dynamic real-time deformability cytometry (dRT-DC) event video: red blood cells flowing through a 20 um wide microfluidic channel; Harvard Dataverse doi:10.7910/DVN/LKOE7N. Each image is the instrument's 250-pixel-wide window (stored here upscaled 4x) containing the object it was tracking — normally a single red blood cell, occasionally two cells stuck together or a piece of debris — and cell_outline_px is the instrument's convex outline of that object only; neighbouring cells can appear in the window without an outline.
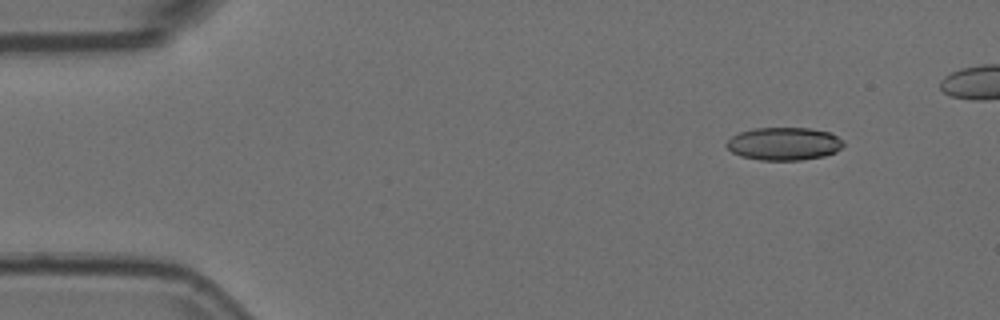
{"species": "Egyptian fruit bat (a non-hibernating species)", "species_latin": "Rousettus aegyptiacus", "temperature_condition": "room temperature", "stored_images_in_passage": 4, "camera_frame_rate_fps": 3000, "um_per_image_px": 0.085, "animal": {"sex": "female"}, "frame": {"image": 1, "passage_image": 1, "time_ms": 0.0, "image_size_px": [1000, 320], "cell_outline_px": [[844, 144], [836, 152], [824, 156], [800, 160], [760, 160], [740, 156], [732, 152], [724, 144], [732, 136], [740, 132], [752, 128], [812, 128], [828, 132], [844, 140]], "centroid_in_image_um": [66.63, 12.22], "position_along_channel_um": 18.4, "area_um2": 22.48}}